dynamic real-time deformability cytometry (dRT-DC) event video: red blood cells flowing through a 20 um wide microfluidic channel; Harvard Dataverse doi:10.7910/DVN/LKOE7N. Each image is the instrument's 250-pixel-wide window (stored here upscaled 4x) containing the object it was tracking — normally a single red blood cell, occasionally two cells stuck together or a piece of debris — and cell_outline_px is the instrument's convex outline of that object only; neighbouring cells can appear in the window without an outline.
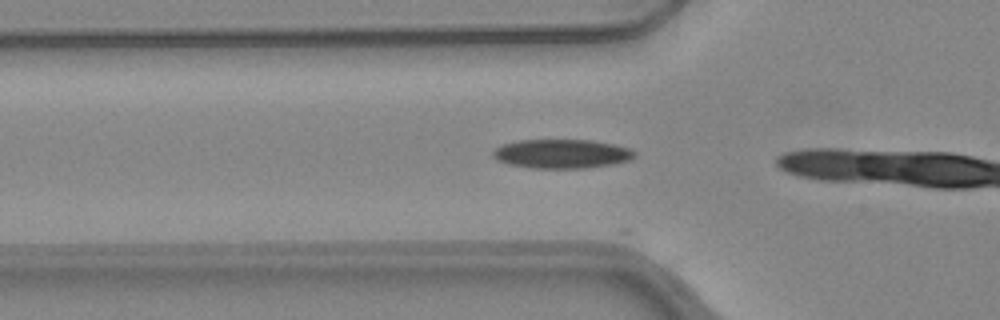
{"species": "common noctule bat (a hibernating species)", "species_latin": "Nyctalus noctula", "temperature_condition": "warm", "stored_images_in_passage": 12, "camera_frame_rate_fps": 3000, "um_per_image_px": 0.085, "animal": {"sex": "female", "body_mass_g": 24.6, "forearm_length_mm": 56.2}, "frame": {"image": 1, "passage_image": 10, "time_ms": 3.0, "image_size_px": [1000, 320], "cell_outline_px": [[636, 156], [632, 160], [612, 164], [584, 168], [532, 168], [508, 164], [496, 160], [492, 156], [492, 152], [496, 148], [504, 144], [520, 140], [588, 140], [612, 144], [628, 148], [636, 152]], "centroid_in_image_um": [47.74, 13.08], "position_along_channel_um": 78.1, "area_um2": 23.93}}